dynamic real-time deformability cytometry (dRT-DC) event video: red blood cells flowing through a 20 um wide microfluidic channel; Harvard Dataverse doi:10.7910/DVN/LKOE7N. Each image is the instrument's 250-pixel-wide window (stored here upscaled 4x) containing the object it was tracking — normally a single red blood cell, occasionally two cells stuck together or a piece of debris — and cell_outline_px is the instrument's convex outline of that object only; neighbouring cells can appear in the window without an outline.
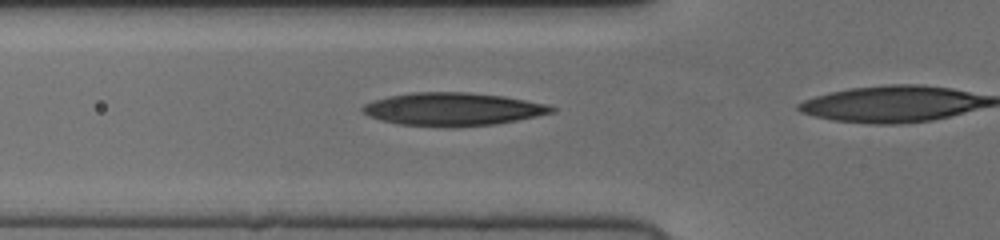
{"species": "human", "species_latin": "Homo sapiens", "temperature_condition": "cold", "stored_images_in_passage": 22, "camera_frame_rate_fps": 3000, "um_per_image_px": 0.085, "donor": {"sex": "female"}, "frame": {"image": 1, "passage_image": 14, "time_ms": 4.333, "image_size_px": [1000, 240], "cell_outline_px": [[556, 112], [496, 124], [456, 128], [444, 128], [400, 124], [380, 120], [368, 116], [360, 108], [364, 104], [372, 100], [388, 96], [412, 92], [468, 92], [504, 96], [548, 104], [556, 108]], "centroid_in_image_um": [38.48, 9.29], "position_along_channel_um": 87.3, "area_um2": 36.88}}
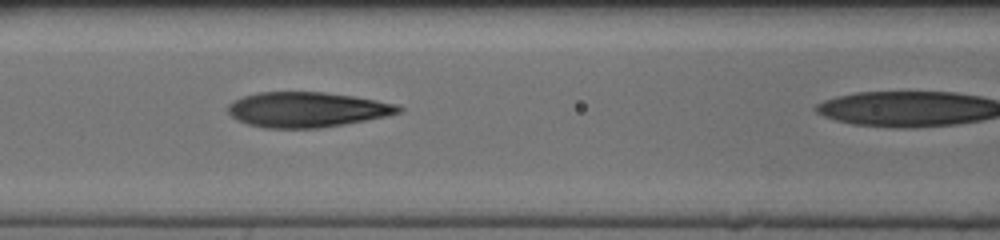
{"frame": {"image": 2, "passage_image": 18, "time_ms": 5.667, "image_size_px": [1000, 240], "cell_outline_px": [[404, 108], [400, 112], [384, 116], [344, 124], [320, 128], [264, 128], [248, 124], [236, 120], [228, 112], [228, 104], [244, 96], [260, 92], [324, 92], [352, 96], [376, 100], [396, 104]], "centroid_in_image_um": [26.07, 9.32], "position_along_channel_um": 140.5, "area_um2": 34.68}}
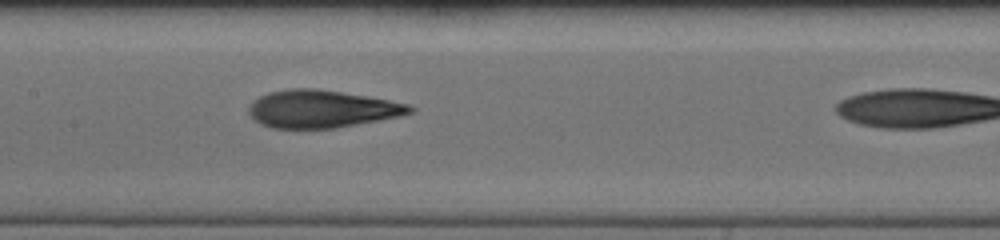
{"frame": {"image": 3, "passage_image": 21, "time_ms": 6.667, "image_size_px": [1000, 240], "cell_outline_px": [[416, 108], [412, 112], [400, 116], [336, 128], [272, 128], [260, 124], [248, 112], [248, 108], [260, 96], [268, 92], [288, 88], [316, 88], [388, 100], [408, 104]], "centroid_in_image_um": [27.34, 9.26], "position_along_channel_um": 180.1, "area_um2": 34.97}}